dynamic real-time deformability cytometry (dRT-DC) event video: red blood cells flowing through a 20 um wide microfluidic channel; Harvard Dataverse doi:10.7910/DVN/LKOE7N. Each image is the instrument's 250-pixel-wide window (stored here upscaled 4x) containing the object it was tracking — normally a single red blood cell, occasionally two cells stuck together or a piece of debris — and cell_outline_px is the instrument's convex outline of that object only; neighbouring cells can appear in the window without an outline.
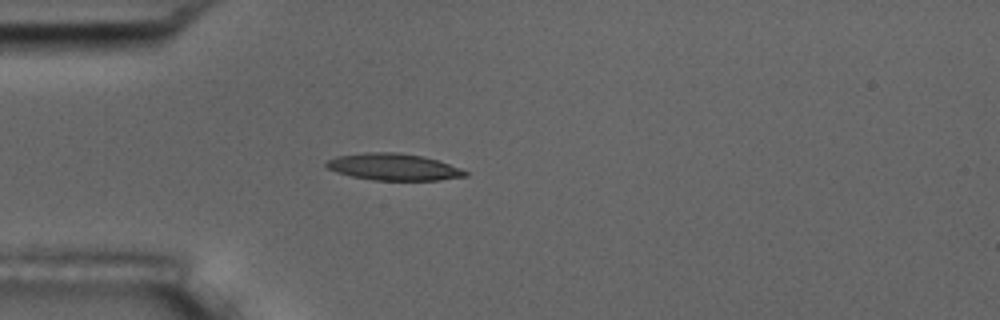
{"species": "common noctule bat (a hibernating species)", "species_latin": "Nyctalus noctula", "temperature_condition": "room temperature", "stored_images_in_passage": 5, "camera_frame_rate_fps": 3000, "um_per_image_px": 0.085, "animal": {"sex": "male", "body_mass_g": 17.5, "forearm_length_mm": 52.3}, "frame": {"image": 1, "passage_image": 5, "time_ms": 4.333, "image_size_px": [1000, 320], "cell_outline_px": [[468, 176], [440, 180], [376, 180], [352, 176], [336, 172], [328, 168], [324, 164], [328, 160], [336, 156], [364, 152], [396, 152], [424, 156], [460, 168], [468, 172]], "centroid_in_image_um": [33.44, 14.18], "position_along_channel_um": 51.6, "area_um2": 21.62}}